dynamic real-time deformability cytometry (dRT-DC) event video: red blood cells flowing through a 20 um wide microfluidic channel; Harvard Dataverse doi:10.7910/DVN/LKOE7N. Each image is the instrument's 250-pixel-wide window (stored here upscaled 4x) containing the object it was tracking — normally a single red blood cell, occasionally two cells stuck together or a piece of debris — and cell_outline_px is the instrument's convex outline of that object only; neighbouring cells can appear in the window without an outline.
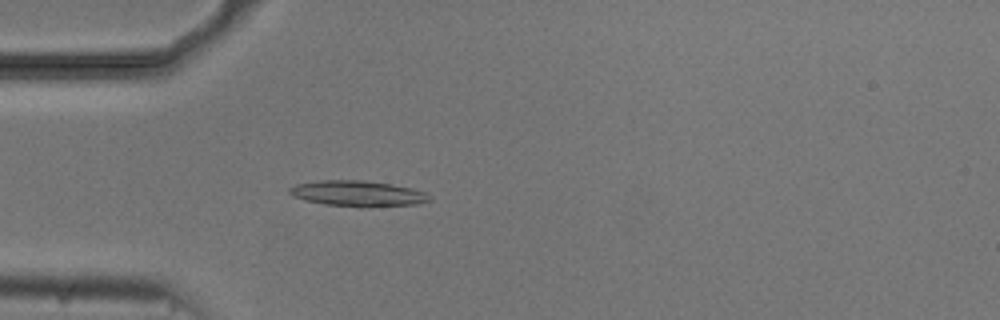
{"species": "common noctule bat (a hibernating species)", "species_latin": "Nyctalus noctula", "temperature_condition": "cold", "stored_images_in_passage": 44, "camera_frame_rate_fps": 3000, "um_per_image_px": 0.085, "animal": {"sex": "male", "body_mass_g": 20.5, "forearm_length_mm": 52.5}, "frame": {"image": 1, "passage_image": 6, "time_ms": 1.667, "image_size_px": [1000, 320], "cell_outline_px": [[432, 200], [416, 204], [368, 208], [360, 208], [324, 204], [304, 200], [292, 196], [288, 192], [288, 188], [296, 184], [320, 180], [364, 180], [412, 188], [424, 192], [432, 196]], "centroid_in_image_um": [30.4, 16.47], "position_along_channel_um": 54.6, "area_um2": 21.33}}
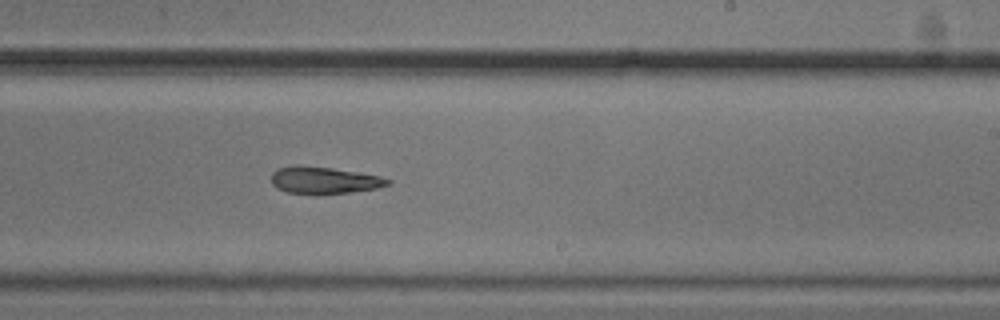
{"frame": {"image": 2, "passage_image": 23, "time_ms": 7.333, "image_size_px": [1000, 320], "cell_outline_px": [[392, 184], [376, 188], [348, 192], [288, 192], [276, 188], [272, 184], [272, 172], [280, 168], [296, 164], [332, 168], [380, 176], [392, 180]], "centroid_in_image_um": [27.56, 15.28], "position_along_channel_um": 261.4, "area_um2": 17.74}}
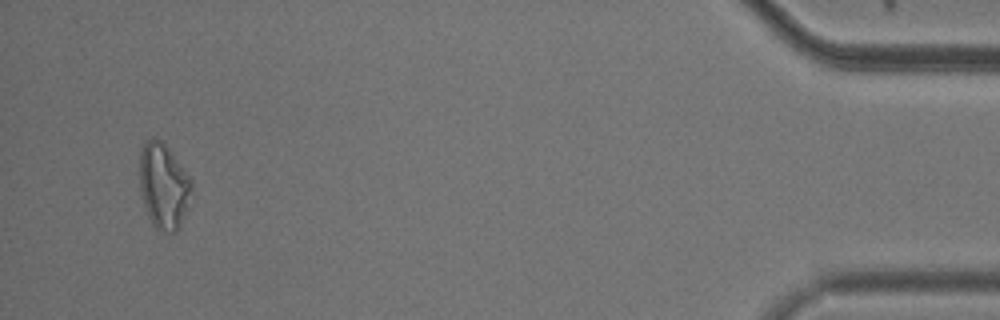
{"frame": {"image": 3, "passage_image": 42, "time_ms": 13.667, "image_size_px": [1000, 320], "cell_outline_px": [[192, 192], [180, 228], [176, 232], [168, 232], [156, 228], [152, 224], [144, 204], [140, 188], [140, 148], [152, 136], [164, 140], [192, 180]], "centroid_in_image_um": [13.92, 15.76], "position_along_channel_um": 421.3, "area_um2": 26.13}, "authors_computed_cell_mechanics": {"area_um2": 19.3341, "velocity_mm_per_s": 3.7645, "shape_relaxation_time_tau1_ms": 5.8698, "shape_relaxation_time_tau2_ms": null, "deformation_change_tau1": 0.1624, "deformation_change_tau2": null}}